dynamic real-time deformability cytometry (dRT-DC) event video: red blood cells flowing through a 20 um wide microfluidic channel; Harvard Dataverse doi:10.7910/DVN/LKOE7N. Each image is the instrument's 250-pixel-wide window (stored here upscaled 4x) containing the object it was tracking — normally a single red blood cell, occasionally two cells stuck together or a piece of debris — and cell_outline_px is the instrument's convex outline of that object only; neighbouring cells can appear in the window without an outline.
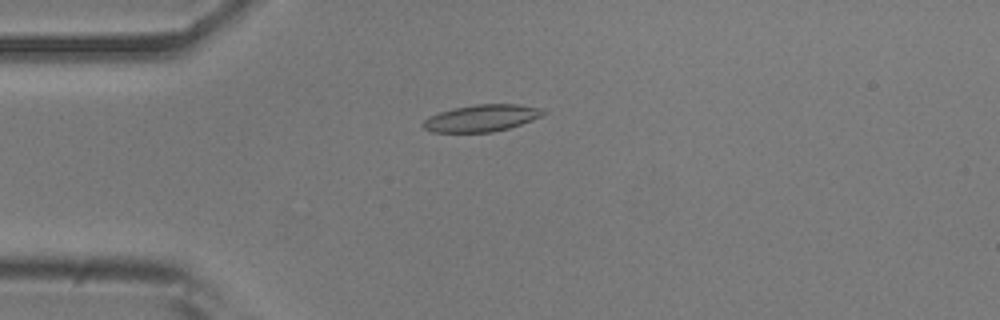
{"species": "common noctule bat (a hibernating species)", "species_latin": "Nyctalus noctula", "temperature_condition": "room temperature", "stored_images_in_passage": 54, "camera_frame_rate_fps": 3000, "um_per_image_px": 0.085, "animal": {"sex": "male", "body_mass_g": 20.5, "forearm_length_mm": 52.5}, "frame": {"image": 1, "passage_image": 14, "time_ms": 4.333, "image_size_px": [1000, 320], "cell_outline_px": [[548, 112], [532, 120], [508, 128], [492, 132], [432, 132], [424, 128], [420, 124], [428, 116], [452, 108], [476, 104], [520, 104], [540, 108]], "centroid_in_image_um": [40.91, 10.03], "position_along_channel_um": 44.1, "area_um2": 18.84}}
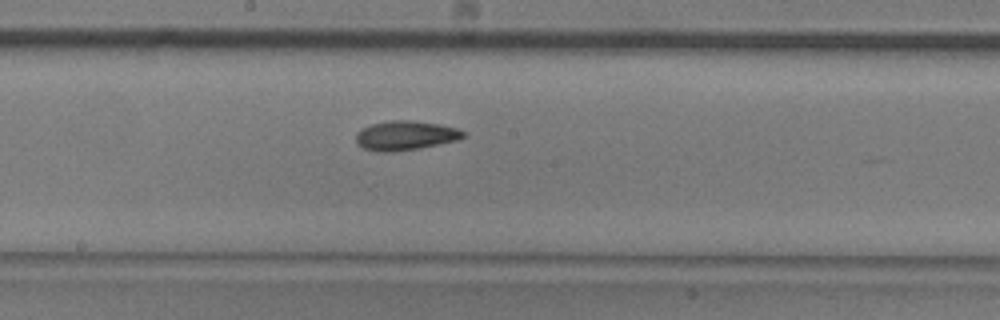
{"frame": {"image": 2, "passage_image": 29, "time_ms": 9.333, "image_size_px": [1000, 320], "cell_outline_px": [[464, 136], [456, 140], [420, 148], [384, 152], [364, 148], [356, 140], [356, 132], [360, 128], [372, 124], [392, 120], [412, 120], [440, 124], [456, 128], [464, 132]], "centroid_in_image_um": [34.44, 11.5], "position_along_channel_um": 213.8, "area_um2": 18.03}}
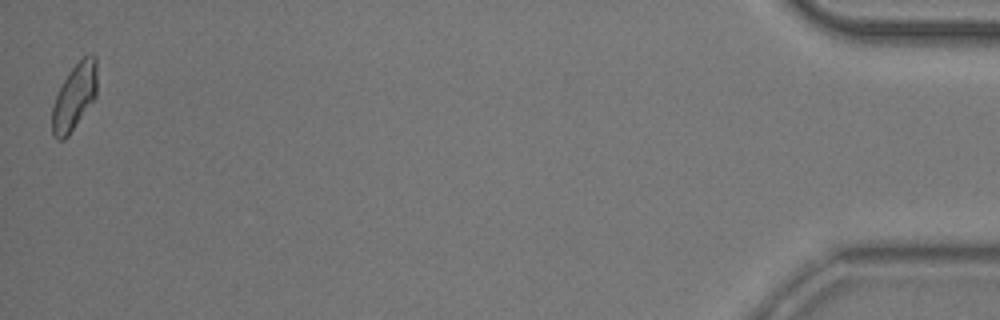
{"frame": {"image": 3, "passage_image": 54, "time_ms": 17.667, "image_size_px": [1000, 320], "cell_outline_px": [[96, 96], [68, 136], [64, 140], [56, 140], [52, 132], [52, 108], [56, 96], [64, 80], [72, 68], [84, 56], [96, 56]], "centroid_in_image_um": [6.31, 8.27], "position_along_channel_um": 428.9, "area_um2": 16.94}, "authors_computed_cell_mechanics": {"area_um2": 17.6579, "velocity_mm_per_s": 3.7289, "shape_relaxation_time_tau1_ms": 6.5397, "shape_relaxation_time_tau2_ms": 9.0015, "deformation_change_tau1": 0.1631, "deformation_change_tau2": 0.1176}}